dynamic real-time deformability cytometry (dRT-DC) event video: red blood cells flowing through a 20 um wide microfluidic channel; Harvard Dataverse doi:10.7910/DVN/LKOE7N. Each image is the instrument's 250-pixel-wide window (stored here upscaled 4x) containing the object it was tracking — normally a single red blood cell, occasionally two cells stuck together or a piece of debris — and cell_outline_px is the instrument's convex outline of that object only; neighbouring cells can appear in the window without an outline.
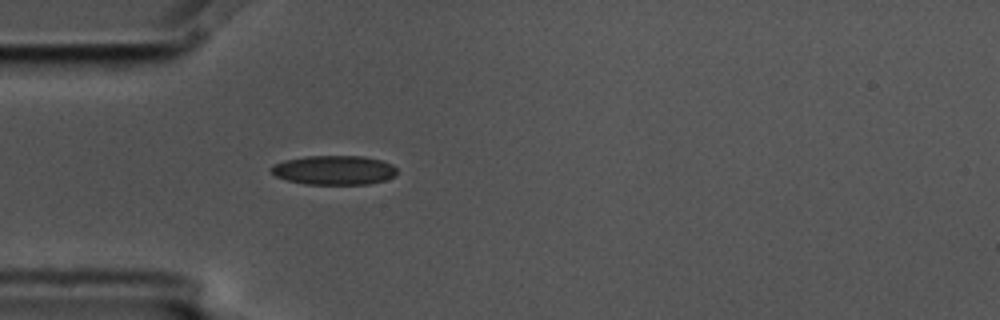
{"species": "common noctule bat (a hibernating species)", "species_latin": "Nyctalus noctula", "temperature_condition": "cold", "stored_images_in_passage": 3, "camera_frame_rate_fps": 3000, "um_per_image_px": 0.085, "animal": {"sex": "male", "body_mass_g": 17.5, "forearm_length_mm": 52.3}, "frame": {"image": 1, "passage_image": 3, "time_ms": 0.667, "image_size_px": [1000, 320], "cell_outline_px": [[396, 176], [384, 180], [368, 184], [304, 184], [288, 180], [276, 176], [268, 168], [272, 164], [284, 160], [304, 156], [364, 156], [380, 160], [392, 164], [396, 168]], "centroid_in_image_um": [28.37, 14.45], "position_along_channel_um": 56.6, "area_um2": 21.56}}